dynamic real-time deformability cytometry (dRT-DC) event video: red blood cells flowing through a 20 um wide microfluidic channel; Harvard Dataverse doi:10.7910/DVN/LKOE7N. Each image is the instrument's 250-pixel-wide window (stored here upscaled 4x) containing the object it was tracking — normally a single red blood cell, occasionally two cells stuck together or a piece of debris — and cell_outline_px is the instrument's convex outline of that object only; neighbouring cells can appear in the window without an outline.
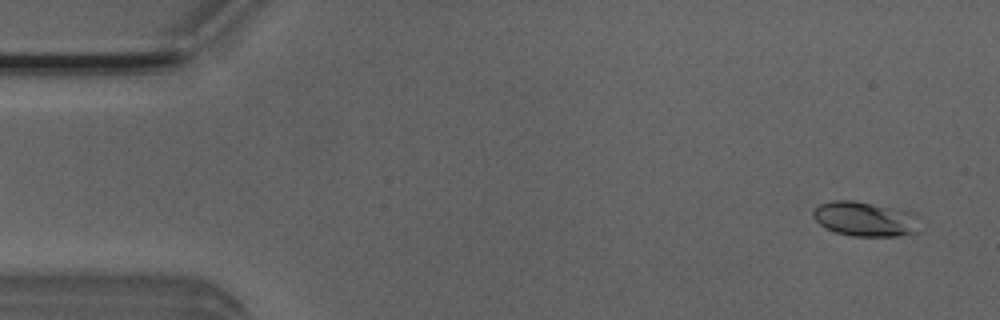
{"species": "Egyptian fruit bat (a non-hibernating species)", "species_latin": "Rousettus aegyptiacus", "temperature_condition": "room temperature", "stored_images_in_passage": 52, "camera_frame_rate_fps": 3000, "um_per_image_px": 0.085, "animal": {"sex": "male"}, "frame": {"image": 1, "passage_image": 3, "time_ms": 0.667, "image_size_px": [1000, 320], "cell_outline_px": [[920, 232], [896, 236], [852, 236], [836, 232], [824, 228], [812, 216], [812, 212], [820, 204], [832, 200], [852, 200], [916, 212]], "centroid_in_image_um": [73.56, 18.62], "position_along_channel_um": 11.4, "area_um2": 21.73}}
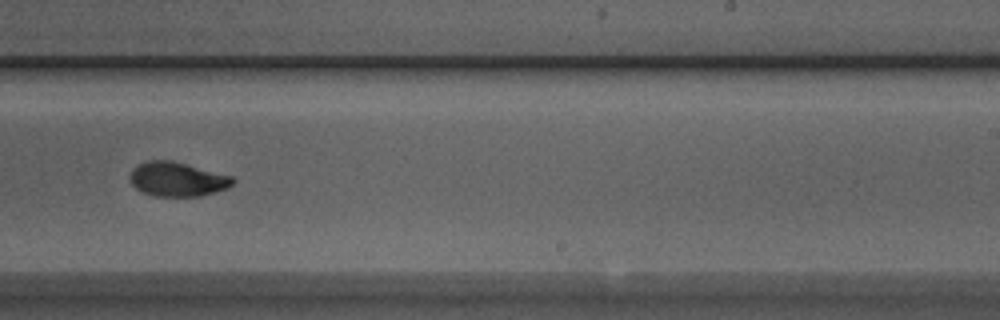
{"frame": {"image": 2, "passage_image": 32, "time_ms": 10.333, "image_size_px": [1000, 320], "cell_outline_px": [[236, 180], [228, 188], [200, 196], [152, 196], [136, 188], [132, 184], [128, 176], [132, 168], [136, 164], [148, 160], [172, 160], [232, 176]], "centroid_in_image_um": [15.04, 15.22], "position_along_channel_um": 274.0, "area_um2": 20.69}}
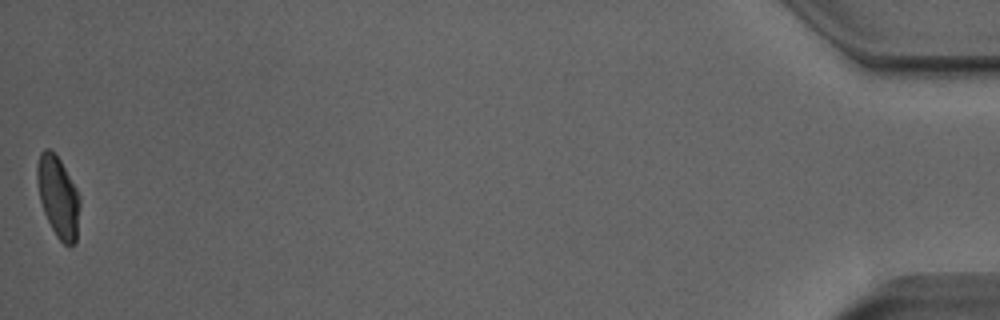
{"frame": {"image": 3, "passage_image": 52, "time_ms": 17.0, "image_size_px": [1000, 320], "cell_outline_px": [[80, 204], [76, 240], [72, 244], [64, 244], [56, 236], [44, 212], [40, 200], [36, 180], [36, 164], [40, 152], [44, 148], [48, 148], [60, 160], [76, 188], [80, 196]], "centroid_in_image_um": [4.93, 16.7], "position_along_channel_um": 430.3, "area_um2": 20.06}, "authors_computed_cell_mechanics": {"area_um2": 20.4034, "velocity_mm_per_s": 3.9151, "shape_relaxation_time_tau1_ms": 4.8041, "shape_relaxation_time_tau2_ms": 1.1294, "deformation_change_tau1": 0.1687, "deformation_change_tau2": 0.0507}}